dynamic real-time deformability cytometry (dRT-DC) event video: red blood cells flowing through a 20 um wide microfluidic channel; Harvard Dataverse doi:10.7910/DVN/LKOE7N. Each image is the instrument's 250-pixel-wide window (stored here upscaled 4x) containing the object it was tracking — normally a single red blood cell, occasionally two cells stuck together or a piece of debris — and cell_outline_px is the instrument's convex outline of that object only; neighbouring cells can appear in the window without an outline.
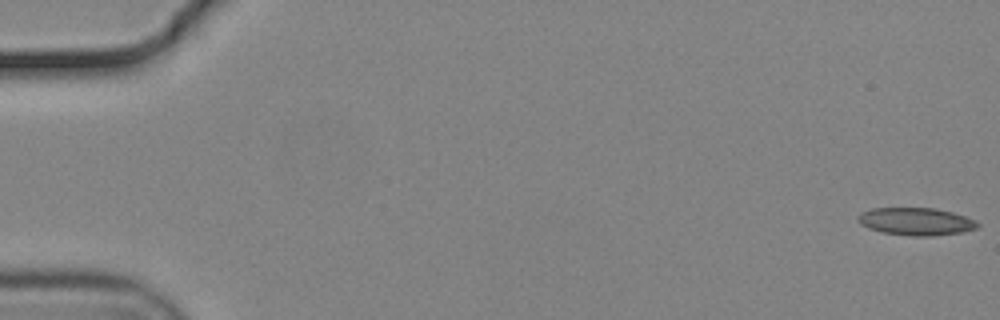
{"species": "common noctule bat (a hibernating species)", "species_latin": "Nyctalus noctula", "temperature_condition": "cold", "stored_images_in_passage": 56, "camera_frame_rate_fps": 3000, "um_per_image_px": 0.085, "animal": {"sex": "male", "body_mass_g": 19.2, "forearm_length_mm": 51.8}, "frame": {"image": 1, "passage_image": 1, "time_ms": 0.0, "image_size_px": [1000, 320], "cell_outline_px": [[980, 224], [976, 228], [964, 232], [932, 236], [912, 236], [884, 232], [868, 228], [860, 224], [856, 216], [860, 212], [872, 208], [936, 208], [952, 212], [976, 220]], "centroid_in_image_um": [77.85, 18.82], "position_along_channel_um": 7.1, "area_um2": 19.31}}
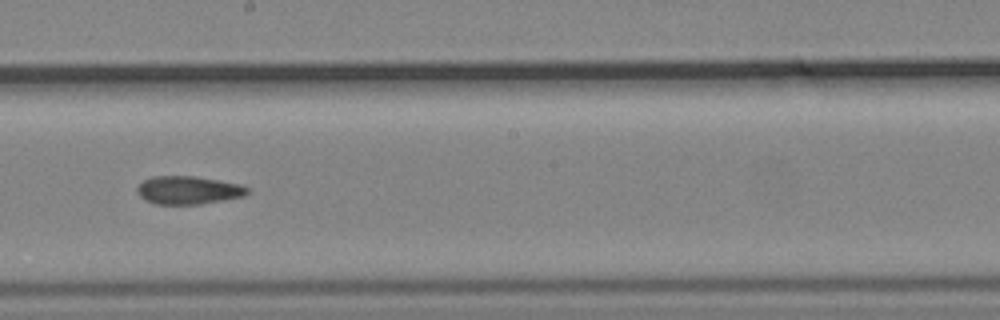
{"frame": {"image": 2, "passage_image": 32, "time_ms": 10.333, "image_size_px": [1000, 320], "cell_outline_px": [[248, 192], [244, 196], [224, 200], [200, 204], [156, 204], [144, 200], [136, 192], [136, 188], [144, 180], [152, 176], [196, 176], [240, 184], [248, 188]], "centroid_in_image_um": [15.98, 16.16], "position_along_channel_um": 232.2, "area_um2": 18.09}}
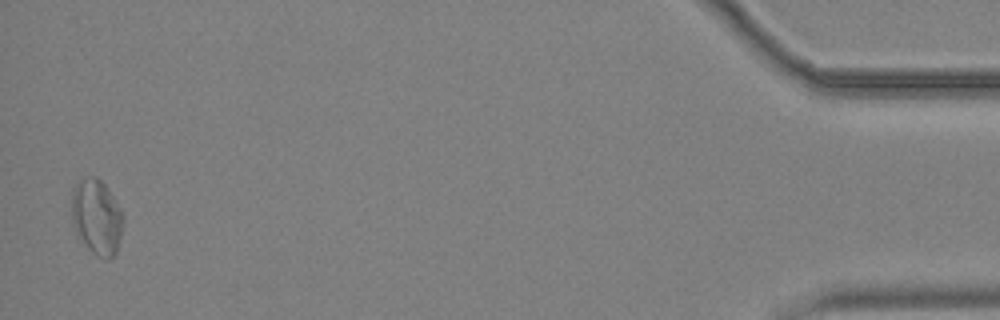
{"frame": {"image": 3, "passage_image": 55, "time_ms": 18.0, "image_size_px": [1000, 320], "cell_outline_px": [[124, 220], [120, 240], [116, 252], [108, 260], [104, 260], [96, 256], [88, 248], [76, 232], [72, 220], [72, 188], [84, 176], [96, 176], [104, 184], [112, 196], [124, 216]], "centroid_in_image_um": [8.22, 18.45], "position_along_channel_um": 427.0, "area_um2": 22.6}, "authors_computed_cell_mechanics": {"area_um2": 18.8428, "velocity_mm_per_s": 3.7092, "shape_relaxation_time_tau1_ms": null, "shape_relaxation_time_tau2_ms": 5.5363, "deformation_change_tau1": null, "deformation_change_tau2": 0.1325}}